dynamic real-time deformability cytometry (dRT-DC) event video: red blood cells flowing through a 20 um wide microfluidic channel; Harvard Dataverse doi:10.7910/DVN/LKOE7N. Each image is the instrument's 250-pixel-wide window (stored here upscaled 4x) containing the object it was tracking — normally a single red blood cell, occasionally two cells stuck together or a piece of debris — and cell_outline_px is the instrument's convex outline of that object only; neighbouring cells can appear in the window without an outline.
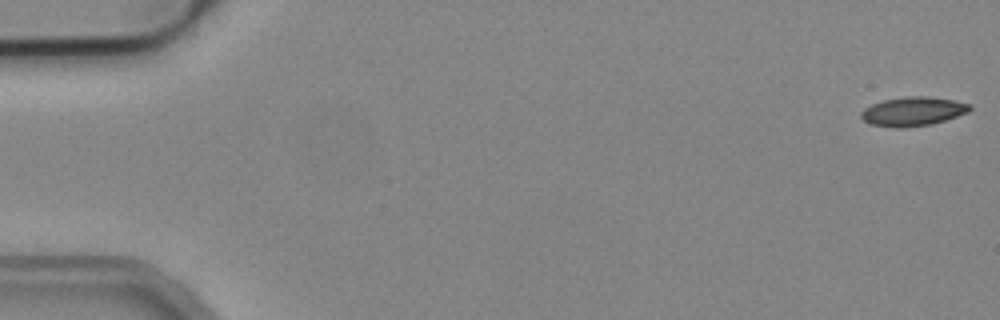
{"species": "common noctule bat (a hibernating species)", "species_latin": "Nyctalus noctula", "temperature_condition": "cold", "stored_images_in_passage": 53, "camera_frame_rate_fps": 3000, "um_per_image_px": 0.085, "animal": {"sex": "male", "body_mass_g": 19.2, "forearm_length_mm": 51.8}, "frame": {"image": 1, "passage_image": 1, "time_ms": 0.0, "image_size_px": [1000, 320], "cell_outline_px": [[972, 108], [968, 112], [932, 124], [904, 128], [896, 128], [868, 124], [860, 116], [860, 112], [864, 108], [872, 104], [884, 100], [908, 96], [924, 96], [952, 100], [972, 104]], "centroid_in_image_um": [77.57, 9.48], "position_along_channel_um": 7.4, "area_um2": 18.38}}
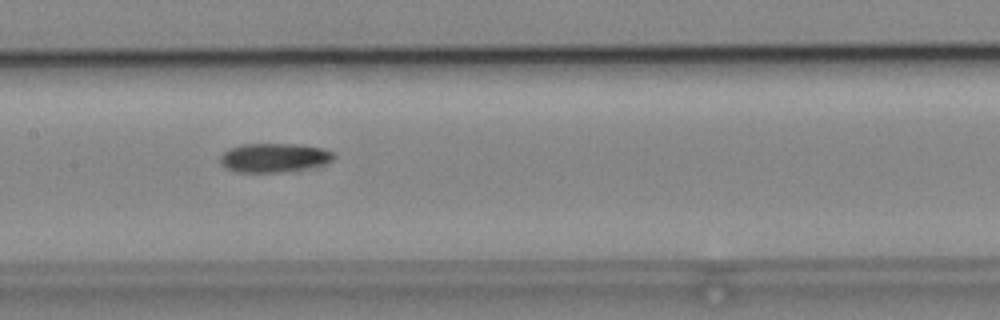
{"frame": {"image": 2, "passage_image": 26, "time_ms": 8.333, "image_size_px": [1000, 320], "cell_outline_px": [[336, 156], [332, 160], [324, 164], [304, 168], [280, 172], [236, 172], [224, 168], [220, 164], [220, 156], [228, 148], [244, 144], [300, 144], [324, 148], [336, 152]], "centroid_in_image_um": [23.29, 13.39], "position_along_channel_um": 184.1, "area_um2": 19.36}}
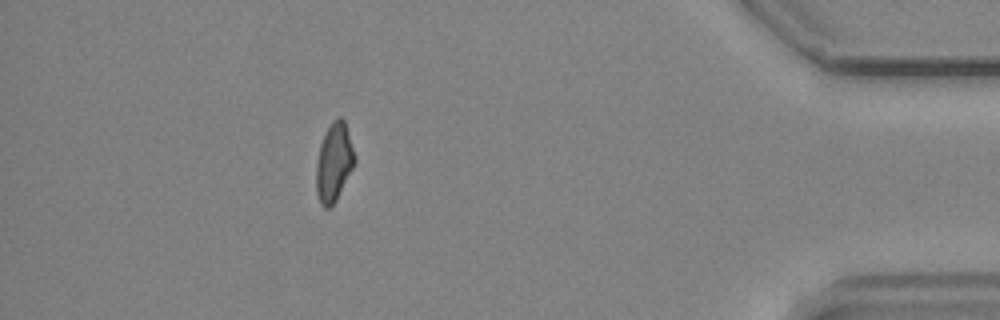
{"frame": {"image": 3, "passage_image": 47, "time_ms": 15.333, "image_size_px": [1000, 320], "cell_outline_px": [[356, 164], [336, 200], [328, 208], [324, 208], [320, 204], [316, 192], [316, 164], [320, 144], [332, 120], [336, 116], [340, 116], [344, 120], [356, 156]], "centroid_in_image_um": [28.4, 13.8], "position_along_channel_um": 406.8, "area_um2": 17.74}, "authors_computed_cell_mechanics": {"area_um2": 18.4382, "velocity_mm_per_s": 3.9144, "shape_relaxation_time_tau1_ms": null, "shape_relaxation_time_tau2_ms": 11.2889, "deformation_change_tau1": null, "deformation_change_tau2": 0.1844}}